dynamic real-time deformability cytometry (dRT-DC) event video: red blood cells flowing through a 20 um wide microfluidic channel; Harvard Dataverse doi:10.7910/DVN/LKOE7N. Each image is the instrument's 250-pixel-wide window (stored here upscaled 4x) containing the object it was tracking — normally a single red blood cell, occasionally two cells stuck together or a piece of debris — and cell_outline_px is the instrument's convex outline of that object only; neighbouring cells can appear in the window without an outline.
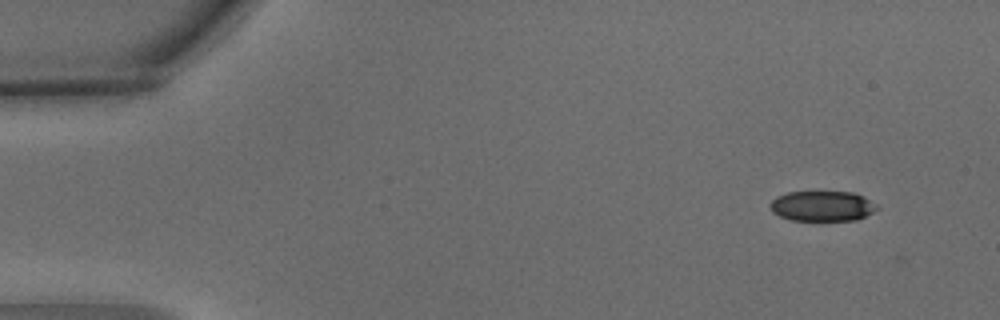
{"species": "common noctule bat (a hibernating species)", "species_latin": "Nyctalus noctula", "temperature_condition": "warm", "stored_images_in_passage": 5, "camera_frame_rate_fps": 3000, "um_per_image_px": 0.085, "animal": {"sex": "male", "body_mass_g": 15.6}, "frame": {"image": 1, "passage_image": 2, "time_ms": 0.333, "image_size_px": [1000, 320], "cell_outline_px": [[880, 208], [856, 220], [792, 220], [780, 216], [772, 212], [772, 200], [776, 196], [788, 192], [852, 192], [864, 196], [876, 204]], "centroid_in_image_um": [69.92, 17.51], "position_along_channel_um": 15.1, "area_um2": 18.67}}
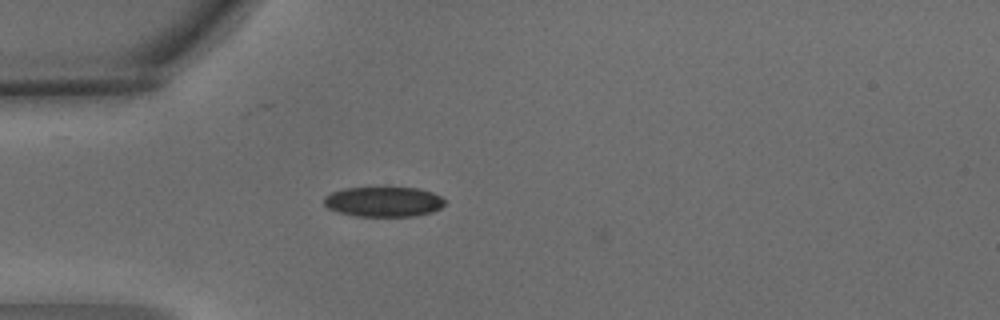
{"frame": {"image": 2, "passage_image": 5, "time_ms": 1.333, "image_size_px": [1000, 320], "cell_outline_px": [[444, 204], [440, 208], [432, 212], [416, 216], [356, 216], [340, 212], [328, 208], [324, 204], [324, 196], [332, 192], [344, 188], [420, 188], [432, 192], [440, 196], [444, 200]], "centroid_in_image_um": [32.61, 17.15], "position_along_channel_um": 52.4, "area_um2": 21.04}}